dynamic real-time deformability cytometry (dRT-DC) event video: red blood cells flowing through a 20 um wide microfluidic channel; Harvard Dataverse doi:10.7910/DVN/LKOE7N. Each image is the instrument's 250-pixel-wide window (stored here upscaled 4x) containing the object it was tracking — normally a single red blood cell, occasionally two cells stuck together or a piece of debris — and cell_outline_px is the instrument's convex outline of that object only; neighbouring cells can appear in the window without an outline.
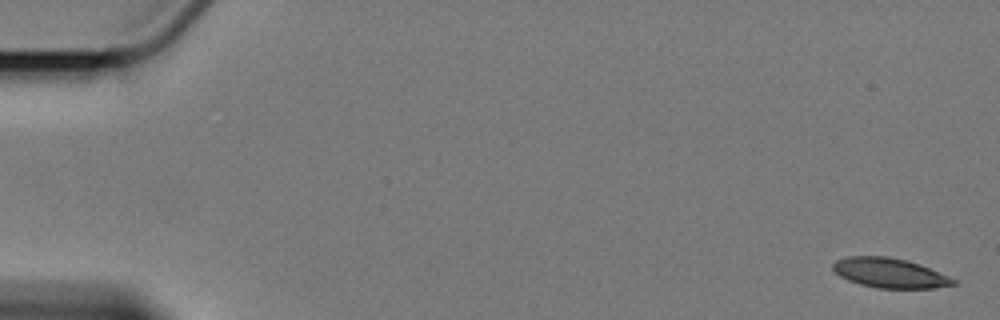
{"species": "Egyptian fruit bat (a non-hibernating species)", "species_latin": "Rousettus aegyptiacus", "temperature_condition": "cold", "stored_images_in_passage": 6, "camera_frame_rate_fps": 3000, "um_per_image_px": 0.085, "animal": {"sex": "female"}, "frame": {"image": 1, "passage_image": 1, "time_ms": 0.0, "image_size_px": [1000, 320], "cell_outline_px": [[956, 284], [932, 288], [876, 288], [860, 284], [848, 280], [840, 276], [832, 268], [832, 264], [836, 260], [848, 256], [888, 256], [920, 264], [948, 276], [956, 280]], "centroid_in_image_um": [75.6, 23.2], "position_along_channel_um": 9.4, "area_um2": 20.69}}
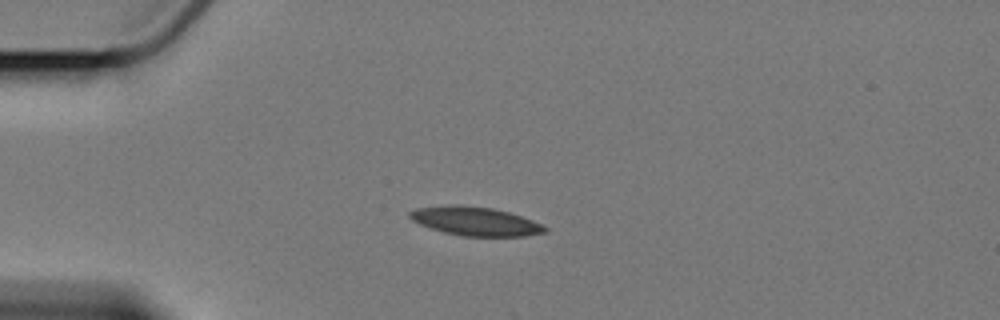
{"frame": {"image": 2, "passage_image": 5, "time_ms": 4.667, "image_size_px": [1000, 320], "cell_outline_px": [[548, 232], [524, 236], [460, 236], [444, 232], [420, 224], [412, 220], [408, 216], [408, 212], [416, 208], [452, 204], [456, 204], [492, 208], [508, 212], [532, 220], [548, 228]], "centroid_in_image_um": [40.38, 18.8], "position_along_channel_um": 44.6, "area_um2": 22.6}}